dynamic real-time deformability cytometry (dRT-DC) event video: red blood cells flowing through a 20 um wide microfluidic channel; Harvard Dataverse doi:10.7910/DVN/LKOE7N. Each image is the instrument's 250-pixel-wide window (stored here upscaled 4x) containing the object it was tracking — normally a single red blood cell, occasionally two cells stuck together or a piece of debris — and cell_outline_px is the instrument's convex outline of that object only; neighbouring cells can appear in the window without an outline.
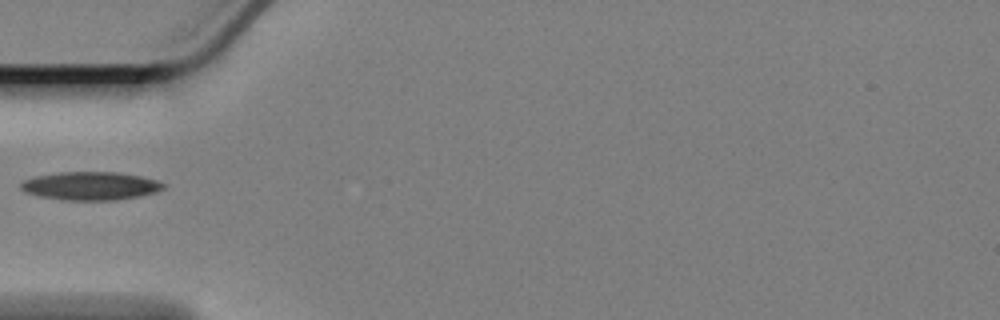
{"species": "Egyptian fruit bat (a non-hibernating species)", "species_latin": "Rousettus aegyptiacus", "temperature_condition": "cold", "stored_images_in_passage": 10, "camera_frame_rate_fps": 3000, "um_per_image_px": 0.085, "animal": {"sex": "female"}, "frame": {"image": 1, "passage_image": 1, "time_ms": 0.0, "image_size_px": [1000, 320], "cell_outline_px": [[164, 188], [156, 192], [140, 196], [116, 200], [64, 200], [40, 196], [28, 192], [20, 188], [20, 184], [24, 180], [36, 176], [60, 172], [116, 172], [140, 176], [156, 180], [164, 184]], "centroid_in_image_um": [7.71, 15.8], "position_along_channel_um": 77.3, "area_um2": 23.29}}
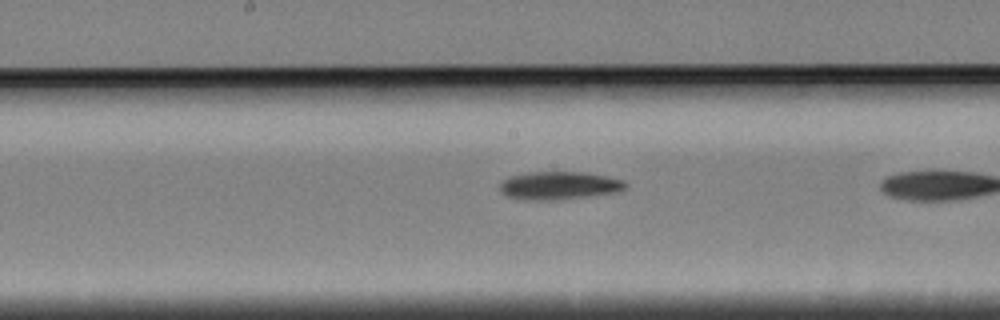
{"frame": {"image": 2, "passage_image": 9, "time_ms": 2.667, "image_size_px": [1000, 320], "cell_outline_px": [[628, 184], [624, 188], [616, 192], [588, 196], [556, 200], [532, 200], [508, 196], [500, 192], [500, 184], [504, 180], [512, 176], [528, 172], [576, 172], [604, 176], [620, 180]], "centroid_in_image_um": [47.49, 15.78], "position_along_channel_um": 200.7, "area_um2": 20.0}}